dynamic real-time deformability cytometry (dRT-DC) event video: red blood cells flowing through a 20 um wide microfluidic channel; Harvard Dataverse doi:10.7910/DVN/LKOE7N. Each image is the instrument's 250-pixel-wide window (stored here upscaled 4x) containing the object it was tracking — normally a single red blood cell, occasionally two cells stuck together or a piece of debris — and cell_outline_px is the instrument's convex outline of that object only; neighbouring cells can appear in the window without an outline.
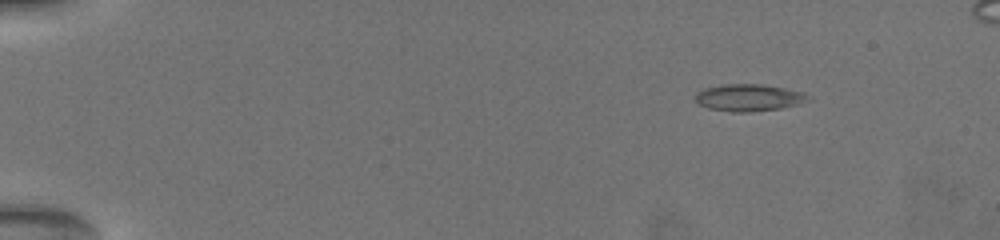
{"species": "common noctule bat (a hibernating species)", "species_latin": "Nyctalus noctula", "temperature_condition": "warm", "stored_images_in_passage": 19, "camera_frame_rate_fps": 3000, "um_per_image_px": 0.085, "animal": {"sex": "female", "body_mass_g": 19.5, "forearm_length_mm": 54.1}, "frame": {"image": 1, "passage_image": 1, "time_ms": 0.0, "image_size_px": [1000, 240], "cell_outline_px": [[812, 96], [808, 100], [796, 104], [780, 108], [752, 112], [732, 112], [708, 108], [696, 104], [696, 96], [704, 88], [724, 84], [760, 84], [784, 88], [800, 92]], "centroid_in_image_um": [63.62, 8.3], "position_along_channel_um": 21.4, "area_um2": 17.57}}